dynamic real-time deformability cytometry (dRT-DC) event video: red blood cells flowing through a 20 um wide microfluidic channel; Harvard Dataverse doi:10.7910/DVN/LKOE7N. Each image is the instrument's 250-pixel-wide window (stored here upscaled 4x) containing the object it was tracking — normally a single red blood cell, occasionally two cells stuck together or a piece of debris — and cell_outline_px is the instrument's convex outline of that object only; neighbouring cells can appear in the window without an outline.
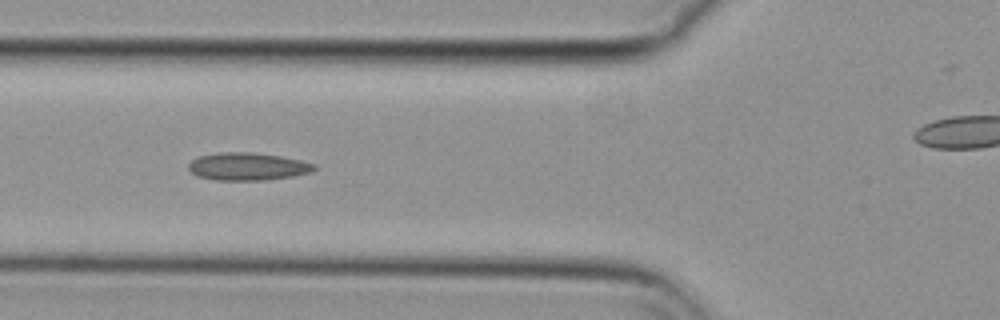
{"species": "common noctule bat (a hibernating species)", "species_latin": "Nyctalus noctula", "temperature_condition": "cold", "stored_images_in_passage": 42, "camera_frame_rate_fps": 3000, "um_per_image_px": 0.085, "animal": {"sex": "female", "body_mass_g": 29.2, "forearm_length_mm": 56.3}, "frame": {"image": 1, "passage_image": 6, "time_ms": 1.667, "image_size_px": [1000, 320], "cell_outline_px": [[316, 168], [312, 172], [292, 176], [264, 180], [216, 180], [196, 176], [188, 168], [188, 164], [196, 156], [220, 152], [252, 152], [280, 156], [300, 160], [316, 164]], "centroid_in_image_um": [21.03, 14.15], "position_along_channel_um": 104.8, "area_um2": 20.35}}
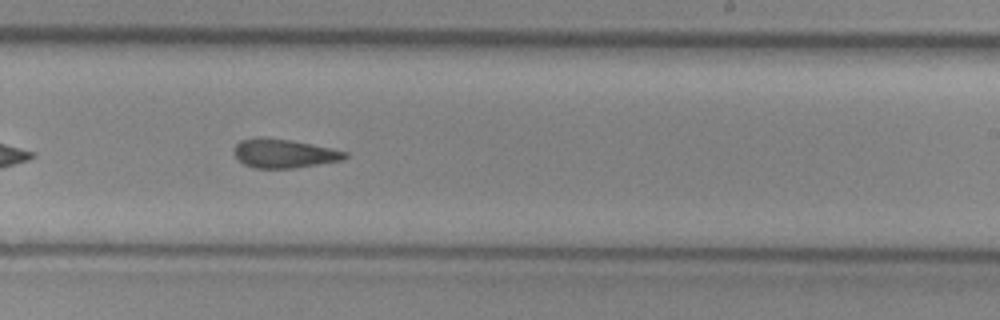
{"frame": {"image": 2, "passage_image": 19, "time_ms": 6.0, "image_size_px": [1000, 320], "cell_outline_px": [[348, 156], [344, 160], [292, 168], [252, 168], [244, 164], [236, 156], [232, 148], [240, 140], [260, 136], [292, 140], [312, 144], [348, 152]], "centroid_in_image_um": [24.12, 13.03], "position_along_channel_um": 264.9, "area_um2": 18.79}}
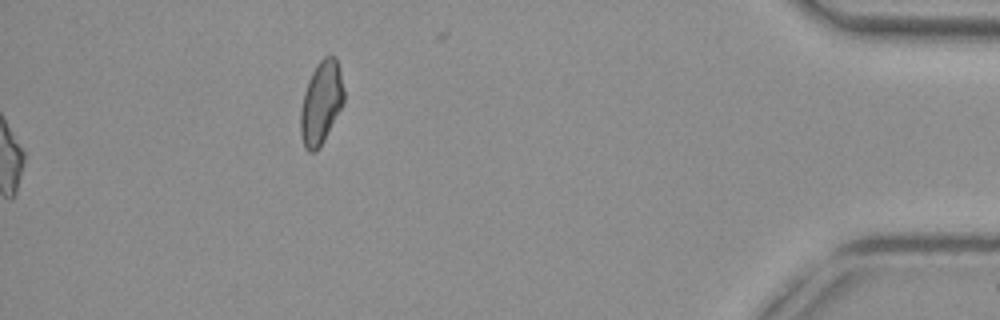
{"frame": {"image": 3, "passage_image": 42, "time_ms": 13.667, "image_size_px": [1000, 320], "cell_outline_px": [[344, 100], [324, 140], [316, 152], [308, 152], [304, 148], [300, 136], [300, 108], [304, 92], [308, 80], [316, 64], [324, 56], [336, 56], [340, 68], [344, 88]], "centroid_in_image_um": [27.27, 8.72], "position_along_channel_um": 407.9, "area_um2": 21.1}, "authors_computed_cell_mechanics": {"area_um2": 18.9006, "velocity_mm_per_s": 3.6898, "shape_relaxation_time_tau1_ms": null, "shape_relaxation_time_tau2_ms": 5.5298, "deformation_change_tau1": null, "deformation_change_tau2": 0.1391}}